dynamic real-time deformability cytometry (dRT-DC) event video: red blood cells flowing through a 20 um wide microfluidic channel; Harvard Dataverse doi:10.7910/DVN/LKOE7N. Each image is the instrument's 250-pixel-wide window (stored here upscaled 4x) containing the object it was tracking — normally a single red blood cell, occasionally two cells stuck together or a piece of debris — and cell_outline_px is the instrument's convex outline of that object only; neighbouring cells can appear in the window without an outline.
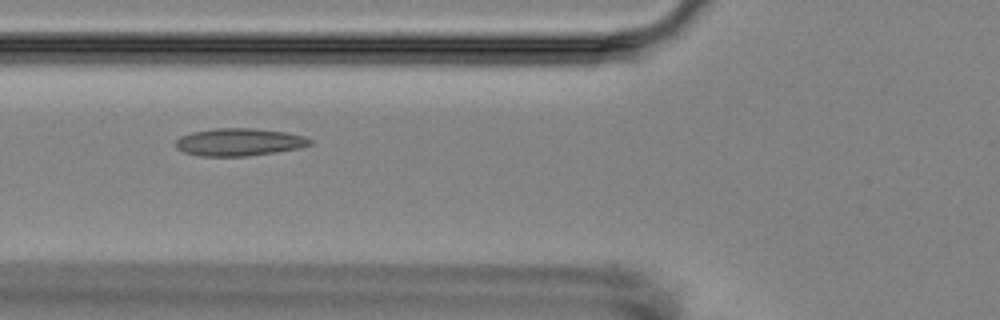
{"species": "Egyptian fruit bat (a non-hibernating species)", "species_latin": "Rousettus aegyptiacus", "temperature_condition": "room temperature", "stored_images_in_passage": 14, "camera_frame_rate_fps": 3000, "um_per_image_px": 0.085, "animal": {"sex": "female"}, "frame": {"image": 1, "passage_image": 5, "time_ms": 5.667, "image_size_px": [1000, 320], "cell_outline_px": [[312, 144], [300, 148], [276, 152], [248, 156], [200, 156], [184, 152], [176, 148], [176, 140], [180, 136], [192, 132], [216, 128], [256, 128], [288, 132], [304, 136], [312, 140]], "centroid_in_image_um": [20.35, 12.07], "position_along_channel_um": 105.5, "area_um2": 21.73}}
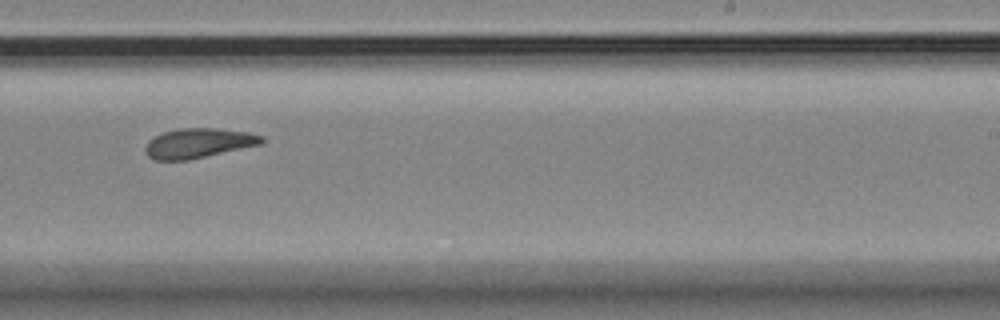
{"frame": {"image": 2, "passage_image": 9, "time_ms": 10.333, "image_size_px": [1000, 320], "cell_outline_px": [[264, 144], [188, 160], [156, 160], [148, 156], [144, 152], [144, 148], [148, 140], [164, 132], [180, 128], [216, 128], [248, 132], [264, 136]], "centroid_in_image_um": [16.89, 12.17], "position_along_channel_um": 272.1, "area_um2": 20.29}}
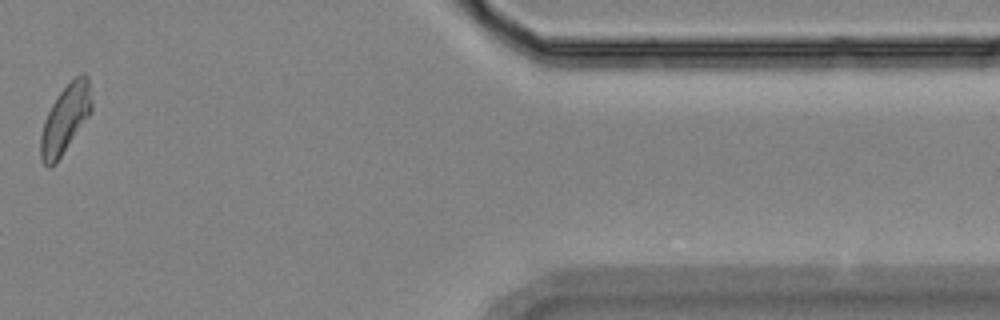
{"frame": {"image": 3, "passage_image": 13, "time_ms": 15.333, "image_size_px": [1000, 320], "cell_outline_px": [[92, 112], [56, 164], [48, 168], [44, 164], [40, 156], [40, 136], [44, 120], [52, 104], [60, 92], [76, 76], [84, 72], [88, 76], [92, 100]], "centroid_in_image_um": [5.56, 10.14], "position_along_channel_um": 405.8, "area_um2": 20.4}, "authors_computed_cell_mechanics": {"area_um2": 20.8947, "velocity_mm_per_s": 3.5832, "shape_relaxation_time_tau1_ms": null, "shape_relaxation_time_tau2_ms": 3.847, "deformation_change_tau1": null, "deformation_change_tau2": 0.0751}}